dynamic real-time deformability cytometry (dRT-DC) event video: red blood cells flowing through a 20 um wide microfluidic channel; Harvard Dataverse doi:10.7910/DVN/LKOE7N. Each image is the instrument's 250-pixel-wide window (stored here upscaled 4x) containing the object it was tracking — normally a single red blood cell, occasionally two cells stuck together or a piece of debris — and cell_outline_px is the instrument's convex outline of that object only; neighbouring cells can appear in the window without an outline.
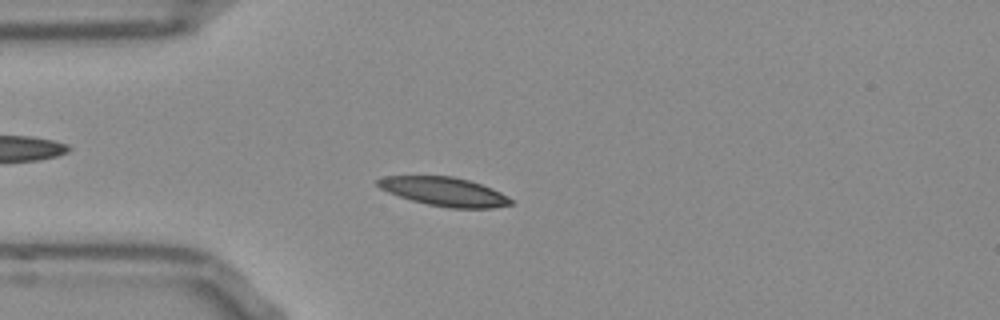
{"species": "Egyptian fruit bat (a non-hibernating species)", "species_latin": "Rousettus aegyptiacus", "temperature_condition": "room temperature", "stored_images_in_passage": 52, "camera_frame_rate_fps": 3000, "um_per_image_px": 0.085, "frame": {"image": 1, "passage_image": 13, "time_ms": 4.0, "image_size_px": [1000, 320], "cell_outline_px": [[512, 204], [492, 208], [448, 208], [428, 204], [412, 200], [388, 192], [380, 188], [376, 184], [376, 180], [384, 176], [452, 176], [468, 180], [492, 188], [508, 196], [512, 200]], "centroid_in_image_um": [37.76, 16.28], "position_along_channel_um": 47.2, "area_um2": 22.2}}
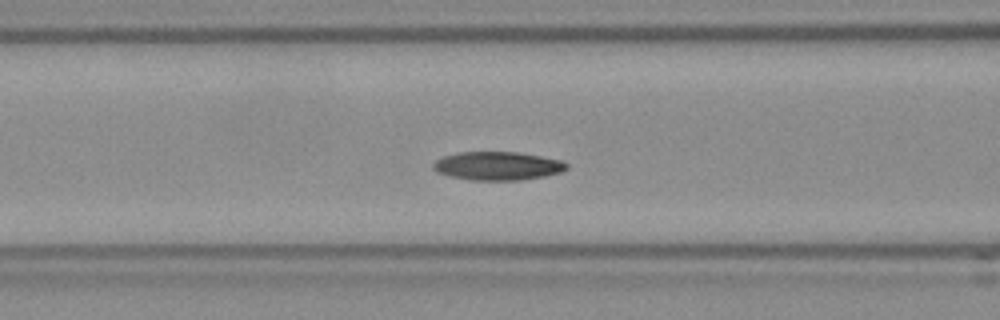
{"frame": {"image": 2, "passage_image": 20, "time_ms": 6.333, "image_size_px": [1000, 320], "cell_outline_px": [[568, 168], [564, 172], [544, 176], [520, 180], [468, 180], [448, 176], [436, 172], [432, 168], [432, 164], [436, 160], [444, 156], [460, 152], [520, 152], [564, 160], [568, 164]], "centroid_in_image_um": [42.32, 14.1], "position_along_channel_um": 124.3, "area_um2": 22.48}}
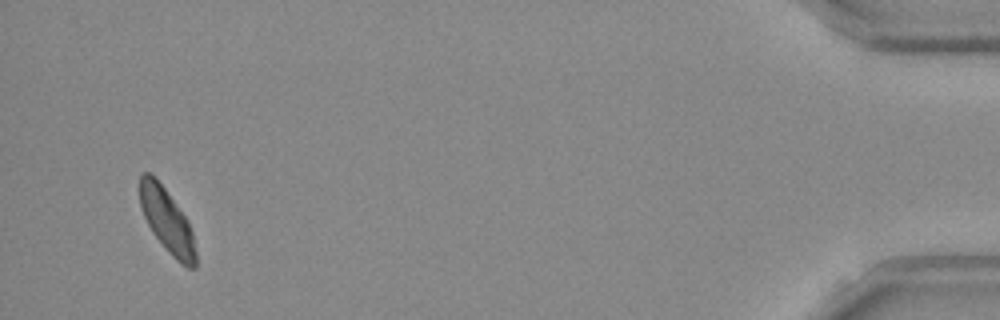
{"frame": {"image": 3, "passage_image": 50, "time_ms": 16.333, "image_size_px": [1000, 320], "cell_outline_px": [[196, 268], [188, 268], [180, 264], [168, 252], [152, 232], [140, 208], [140, 172], [148, 172], [164, 188], [188, 220], [192, 232], [196, 252]], "centroid_in_image_um": [14.2, 18.8], "position_along_channel_um": 421.0, "area_um2": 20.63}, "authors_computed_cell_mechanics": {"area_um2": 21.7328, "velocity_mm_per_s": 3.8117, "shape_relaxation_time_tau1_ms": 3.1702, "shape_relaxation_time_tau2_ms": 2.7372, "deformation_change_tau1": 0.1147, "deformation_change_tau2": 0.0724}}